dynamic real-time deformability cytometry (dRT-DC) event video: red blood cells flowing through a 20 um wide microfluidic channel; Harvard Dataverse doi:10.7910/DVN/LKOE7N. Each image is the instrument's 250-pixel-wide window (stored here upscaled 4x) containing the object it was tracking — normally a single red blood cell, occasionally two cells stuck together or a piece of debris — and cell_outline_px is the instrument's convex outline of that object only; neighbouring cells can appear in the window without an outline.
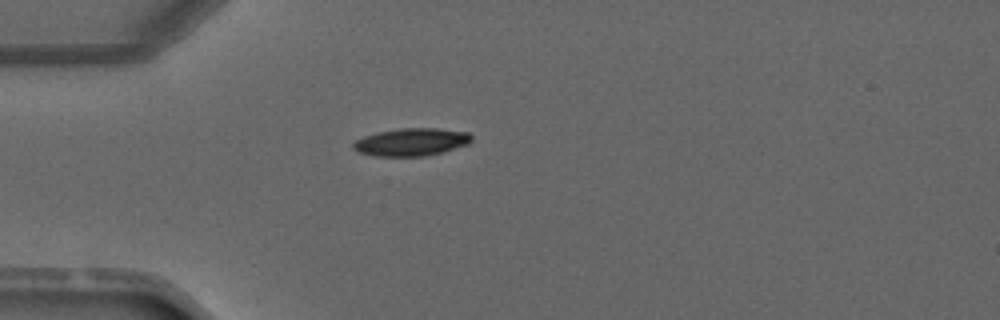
{"species": "common noctule bat (a hibernating species)", "species_latin": "Nyctalus noctula", "temperature_condition": "warm", "stored_images_in_passage": 3, "camera_frame_rate_fps": 3000, "um_per_image_px": 0.085, "animal": {"sex": "male", "forearm_length_mm": 52.5}, "frame": {"image": 1, "passage_image": 3, "time_ms": 3.333, "image_size_px": [1000, 320], "cell_outline_px": [[472, 140], [468, 144], [440, 152], [424, 156], [376, 156], [360, 152], [352, 148], [352, 144], [356, 140], [364, 136], [380, 132], [400, 128], [436, 128], [468, 132], [472, 136]], "centroid_in_image_um": [34.97, 12.06], "position_along_channel_um": 50.0, "area_um2": 18.84}}